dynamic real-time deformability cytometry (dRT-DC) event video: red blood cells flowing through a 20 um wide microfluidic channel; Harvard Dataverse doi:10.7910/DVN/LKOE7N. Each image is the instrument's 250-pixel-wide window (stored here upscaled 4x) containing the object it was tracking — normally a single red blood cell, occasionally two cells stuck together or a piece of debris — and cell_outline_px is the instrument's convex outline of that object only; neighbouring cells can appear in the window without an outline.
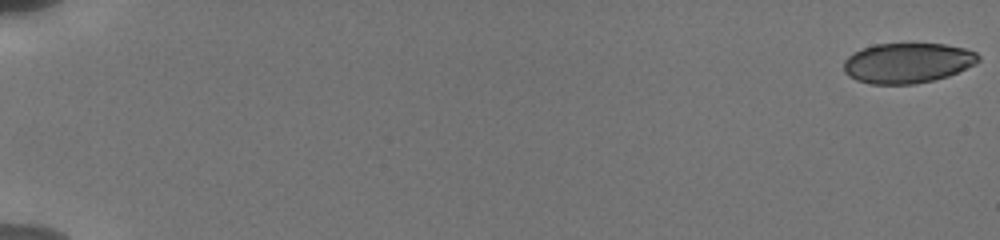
{"species": "human", "species_latin": "Homo sapiens", "temperature_condition": "cold", "stored_images_in_passage": 56, "camera_frame_rate_fps": 3000, "um_per_image_px": 0.085, "donor": {"sex": "male"}, "frame": {"image": 1, "passage_image": 1, "time_ms": 0.0, "image_size_px": [1000, 240], "cell_outline_px": [[980, 60], [976, 64], [948, 76], [932, 80], [912, 84], [872, 84], [856, 80], [848, 76], [844, 72], [844, 60], [852, 52], [876, 44], [944, 44], [964, 48], [976, 52], [980, 56]], "centroid_in_image_um": [77.13, 5.35], "position_along_channel_um": 7.9, "area_um2": 31.5}}
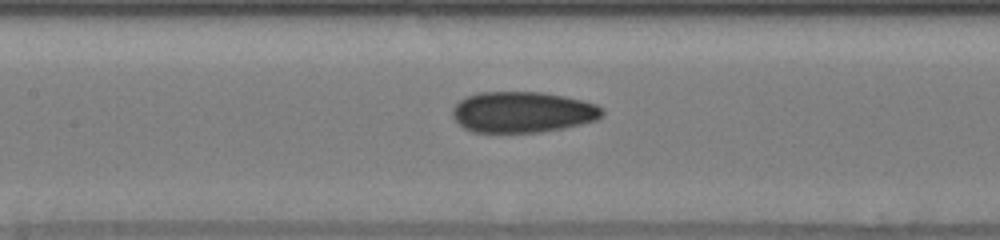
{"frame": {"image": 2, "passage_image": 29, "time_ms": 9.333, "image_size_px": [1000, 240], "cell_outline_px": [[604, 112], [596, 120], [564, 128], [540, 132], [472, 132], [464, 128], [452, 116], [452, 108], [464, 96], [480, 92], [540, 92], [564, 96], [596, 104], [604, 108]], "centroid_in_image_um": [44.4, 9.52], "position_along_channel_um": 163.0, "area_um2": 35.72}}
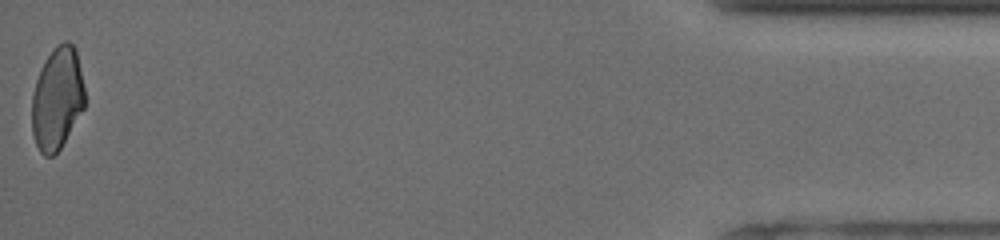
{"frame": {"image": 3, "passage_image": 56, "time_ms": 18.333, "image_size_px": [1000, 240], "cell_outline_px": [[84, 108], [60, 148], [52, 156], [44, 156], [40, 152], [36, 144], [32, 132], [32, 96], [36, 80], [40, 68], [56, 44], [64, 40], [68, 40], [76, 48], [84, 88]], "centroid_in_image_um": [4.85, 8.35], "position_along_channel_um": 430.3, "area_um2": 31.5}, "authors_computed_cell_mechanics": {"area_um2": 34.0153, "velocity_mm_per_s": 3.8438, "shape_relaxation_time_tau1_ms": null, "shape_relaxation_time_tau2_ms": 1.6977, "deformation_change_tau1": null, "deformation_change_tau2": 0.0708}}